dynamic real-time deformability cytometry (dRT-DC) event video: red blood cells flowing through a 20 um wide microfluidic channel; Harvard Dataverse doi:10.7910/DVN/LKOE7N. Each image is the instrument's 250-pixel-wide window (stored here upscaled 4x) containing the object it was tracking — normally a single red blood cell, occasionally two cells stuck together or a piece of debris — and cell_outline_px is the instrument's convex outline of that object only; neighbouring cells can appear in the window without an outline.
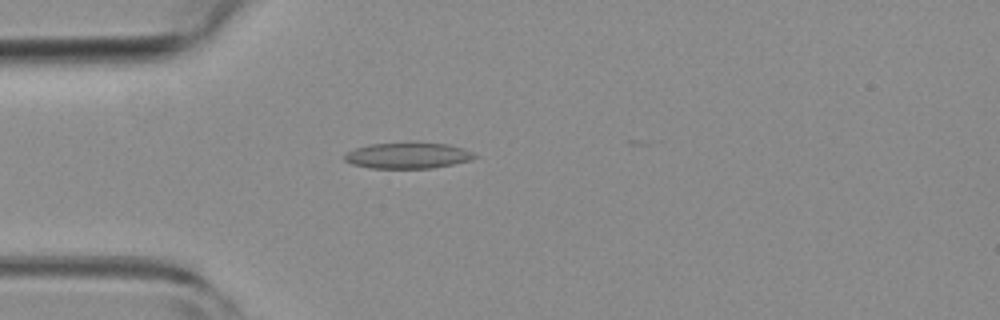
{"species": "common noctule bat (a hibernating species)", "species_latin": "Nyctalus noctula", "temperature_condition": "room temperature", "stored_images_in_passage": 48, "camera_frame_rate_fps": 3000, "um_per_image_px": 0.085, "animal": {"sex": "female", "body_mass_g": 19.3, "forearm_length_mm": 54.1}, "frame": {"image": 1, "passage_image": 14, "time_ms": 4.333, "image_size_px": [1000, 320], "cell_outline_px": [[480, 156], [472, 160], [432, 168], [372, 168], [352, 164], [344, 160], [344, 156], [348, 152], [356, 148], [368, 144], [448, 144], [464, 148], [476, 152]], "centroid_in_image_um": [34.74, 13.24], "position_along_channel_um": 50.3, "area_um2": 19.36}}
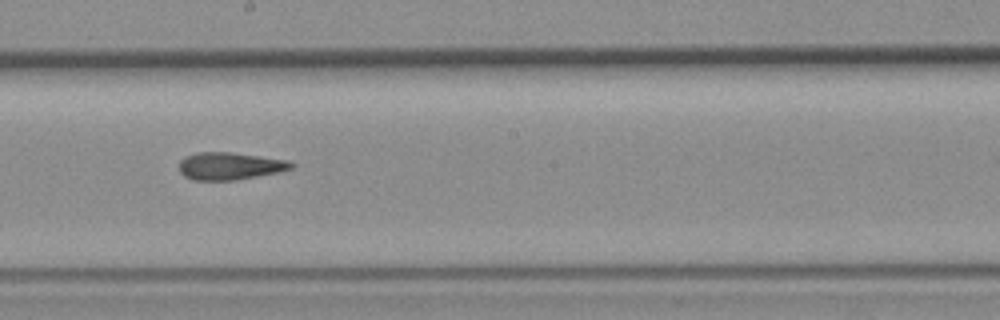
{"frame": {"image": 2, "passage_image": 28, "time_ms": 9.0, "image_size_px": [1000, 320], "cell_outline_px": [[296, 164], [292, 168], [280, 172], [236, 180], [192, 180], [184, 176], [180, 172], [180, 160], [184, 156], [196, 152], [232, 152], [288, 160]], "centroid_in_image_um": [19.54, 14.11], "position_along_channel_um": 228.7, "area_um2": 18.09}}
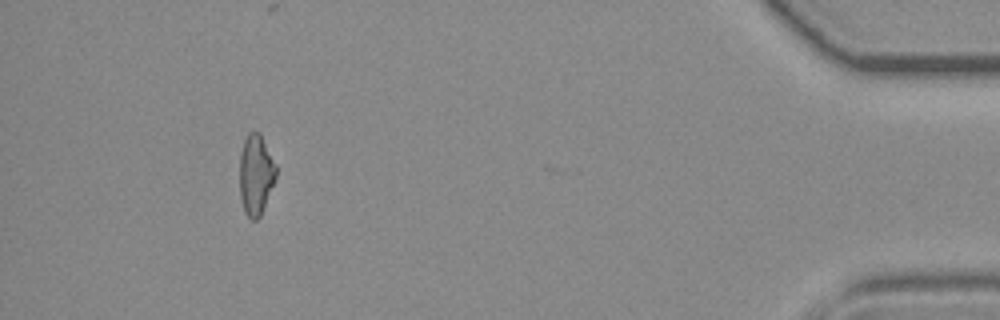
{"frame": {"image": 3, "passage_image": 47, "time_ms": 15.333, "image_size_px": [1000, 320], "cell_outline_px": [[276, 180], [260, 216], [256, 220], [252, 220], [244, 212], [240, 200], [240, 152], [244, 140], [248, 132], [260, 132], [276, 164]], "centroid_in_image_um": [21.75, 14.85], "position_along_channel_um": 413.5, "area_um2": 17.28}, "authors_computed_cell_mechanics": {"area_um2": 18.3226, "velocity_mm_per_s": 4.0274, "shape_relaxation_time_tau1_ms": null, "shape_relaxation_time_tau2_ms": 4.9782, "deformation_change_tau1": null, "deformation_change_tau2": 0.1494}}